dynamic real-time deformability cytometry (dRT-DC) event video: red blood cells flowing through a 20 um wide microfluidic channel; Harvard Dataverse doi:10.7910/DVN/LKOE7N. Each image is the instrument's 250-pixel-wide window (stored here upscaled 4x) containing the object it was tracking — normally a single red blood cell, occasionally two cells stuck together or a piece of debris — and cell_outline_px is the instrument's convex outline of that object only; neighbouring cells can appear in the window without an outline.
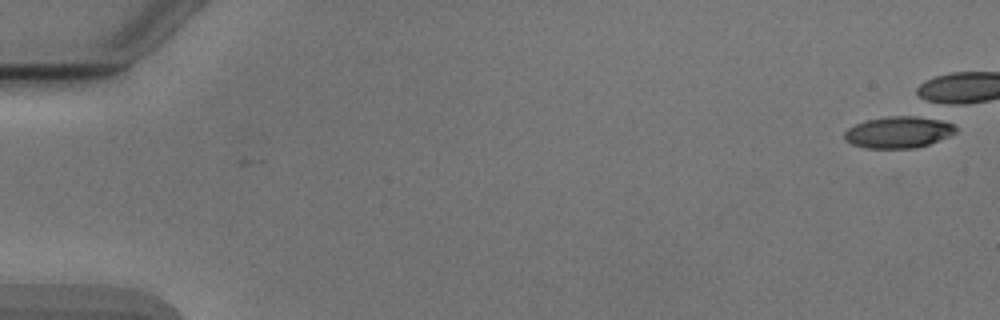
{"species": "Egyptian fruit bat (a non-hibernating species)", "species_latin": "Rousettus aegyptiacus", "temperature_condition": "cold", "stored_images_in_passage": 1, "camera_frame_rate_fps": 3000, "um_per_image_px": 0.085, "animal": {"sex": "male"}, "frame": {"image": 1, "passage_image": 1, "time_ms": 0.0, "image_size_px": [1000, 320], "cell_outline_px": [[956, 132], [948, 136], [928, 144], [912, 148], [868, 148], [852, 144], [844, 140], [844, 132], [848, 128], [856, 124], [868, 120], [888, 116], [932, 116], [948, 120], [956, 124]], "centroid_in_image_um": [76.43, 11.21], "position_along_channel_um": 8.6, "area_um2": 20.75}}